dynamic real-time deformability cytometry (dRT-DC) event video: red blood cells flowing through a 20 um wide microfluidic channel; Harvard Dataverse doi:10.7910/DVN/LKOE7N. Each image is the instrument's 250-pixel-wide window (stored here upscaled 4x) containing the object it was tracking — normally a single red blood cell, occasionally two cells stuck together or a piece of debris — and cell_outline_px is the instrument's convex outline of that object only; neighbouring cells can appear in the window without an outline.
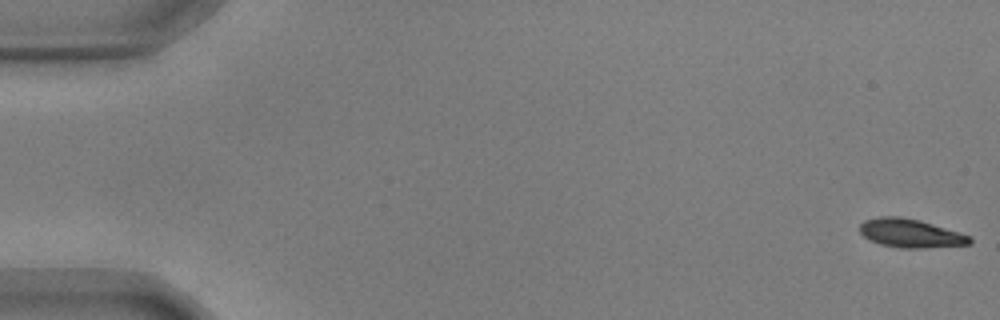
{"species": "common noctule bat (a hibernating species)", "species_latin": "Nyctalus noctula", "temperature_condition": "warm", "stored_images_in_passage": 56, "camera_frame_rate_fps": 3000, "um_per_image_px": 0.085, "animal": {"sex": "male", "body_mass_g": 17.9, "forearm_length_mm": 54.2}, "frame": {"image": 1, "passage_image": 1, "time_ms": 0.0, "image_size_px": [1000, 320], "cell_outline_px": [[972, 244], [924, 248], [900, 248], [880, 244], [868, 240], [860, 232], [860, 224], [864, 220], [880, 216], [900, 216], [920, 220], [960, 232], [972, 236]], "centroid_in_image_um": [77.41, 19.82], "position_along_channel_um": 7.6, "area_um2": 18.55}}
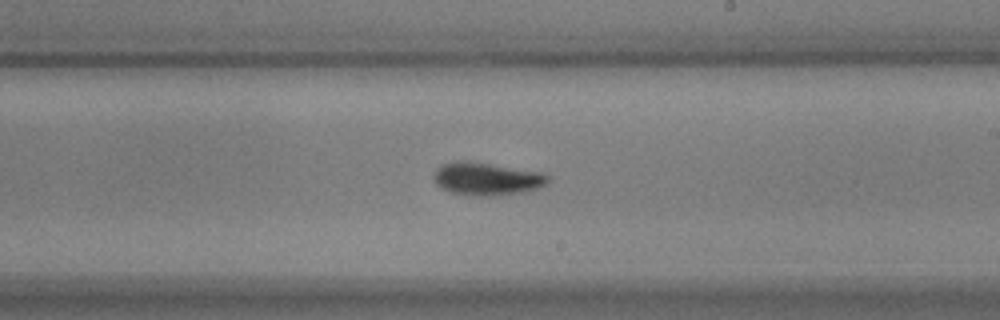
{"frame": {"image": 2, "passage_image": 33, "time_ms": 10.667, "image_size_px": [1000, 320], "cell_outline_px": [[548, 184], [540, 188], [524, 192], [492, 196], [472, 196], [452, 192], [440, 188], [432, 180], [432, 176], [436, 168], [440, 164], [460, 160], [464, 160], [544, 172], [548, 176]], "centroid_in_image_um": [41.35, 15.2], "position_along_channel_um": 247.6, "area_um2": 22.25}}
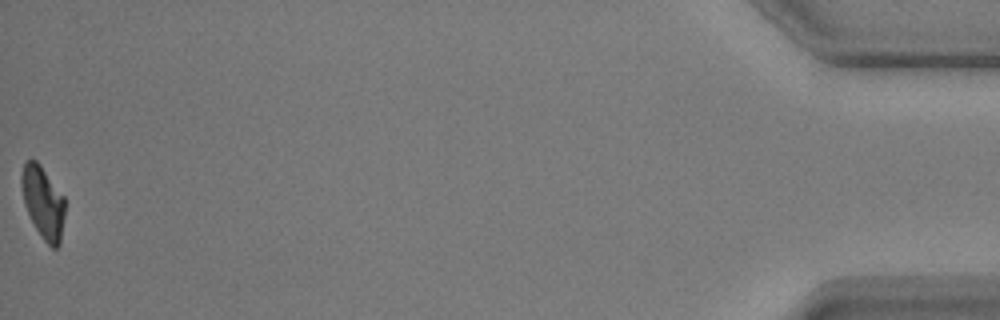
{"frame": {"image": 3, "passage_image": 56, "time_ms": 18.333, "image_size_px": [1000, 320], "cell_outline_px": [[64, 216], [60, 244], [56, 248], [52, 248], [44, 240], [36, 228], [24, 204], [20, 184], [20, 176], [24, 160], [36, 160], [40, 164], [64, 196]], "centroid_in_image_um": [3.64, 17.16], "position_along_channel_um": 431.6, "area_um2": 18.26}, "authors_computed_cell_mechanics": {"area_um2": 19.8254, "velocity_mm_per_s": 3.629, "shape_relaxation_time_tau1_ms": 2.8854, "shape_relaxation_time_tau2_ms": 3.1452, "deformation_change_tau1": 0.1544, "deformation_change_tau2": 0.0841}}